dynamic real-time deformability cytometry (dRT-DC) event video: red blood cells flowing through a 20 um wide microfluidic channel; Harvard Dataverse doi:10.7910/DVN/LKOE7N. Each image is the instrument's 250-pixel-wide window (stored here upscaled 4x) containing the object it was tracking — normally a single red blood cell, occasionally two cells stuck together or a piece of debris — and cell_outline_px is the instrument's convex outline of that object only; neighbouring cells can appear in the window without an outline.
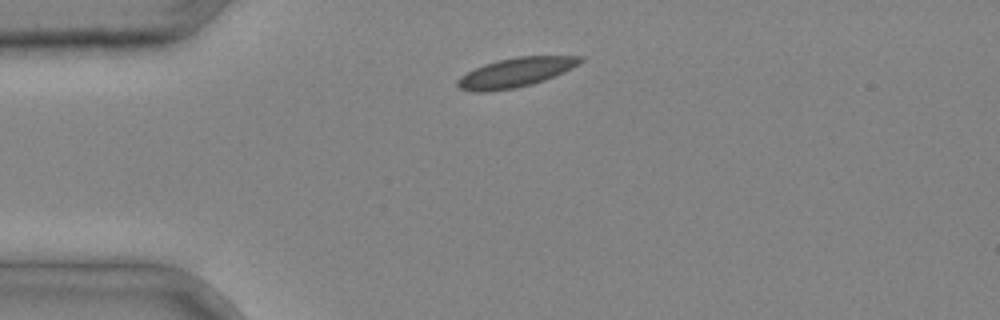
{"species": "common noctule bat (a hibernating species)", "species_latin": "Nyctalus noctula", "temperature_condition": "cold", "stored_images_in_passage": 2, "camera_frame_rate_fps": 3000, "um_per_image_px": 0.085, "animal": {"sex": "male", "body_mass_g": 20.4}, "frame": {"image": 1, "passage_image": 1, "time_ms": 0.0, "image_size_px": [1000, 320], "cell_outline_px": [[584, 60], [580, 64], [564, 72], [544, 80], [532, 84], [516, 88], [484, 92], [476, 92], [460, 88], [456, 84], [456, 80], [460, 76], [484, 64], [496, 60], [516, 56], [584, 56]], "centroid_in_image_um": [43.85, 6.15], "position_along_channel_um": 41.2, "area_um2": 21.04}}